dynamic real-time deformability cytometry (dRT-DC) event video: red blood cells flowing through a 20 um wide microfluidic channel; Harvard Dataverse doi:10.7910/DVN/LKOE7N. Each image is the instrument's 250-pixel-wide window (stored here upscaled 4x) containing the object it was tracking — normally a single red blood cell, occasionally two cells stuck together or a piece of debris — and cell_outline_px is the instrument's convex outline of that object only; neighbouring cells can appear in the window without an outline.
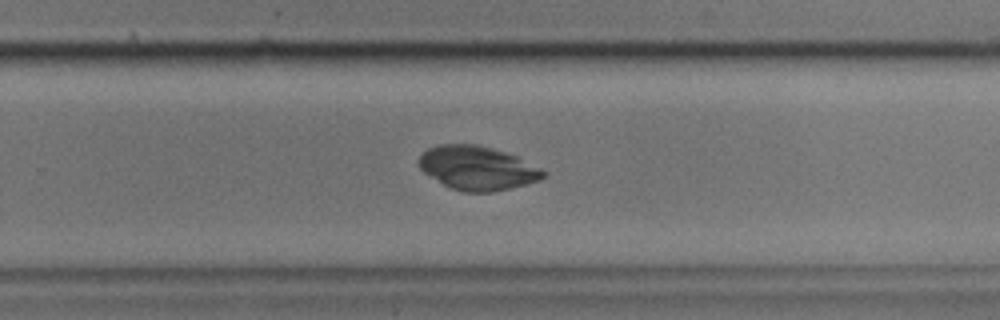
{"species": "common noctule bat (a hibernating species)", "species_latin": "Nyctalus noctula", "temperature_condition": "cold", "stored_images_in_passage": 56, "camera_frame_rate_fps": 3000, "um_per_image_px": 0.085, "animal": {"sex": "male", "body_mass_g": 17.9}, "frame": {"image": 1, "passage_image": 36, "time_ms": 11.667, "image_size_px": [1000, 320], "cell_outline_px": [[548, 172], [540, 180], [492, 192], [464, 192], [452, 188], [444, 184], [424, 172], [420, 168], [420, 156], [428, 148], [436, 144], [476, 144], [504, 152], [516, 156]], "centroid_in_image_um": [40.58, 14.28], "position_along_channel_um": 289.2, "area_um2": 31.33}}
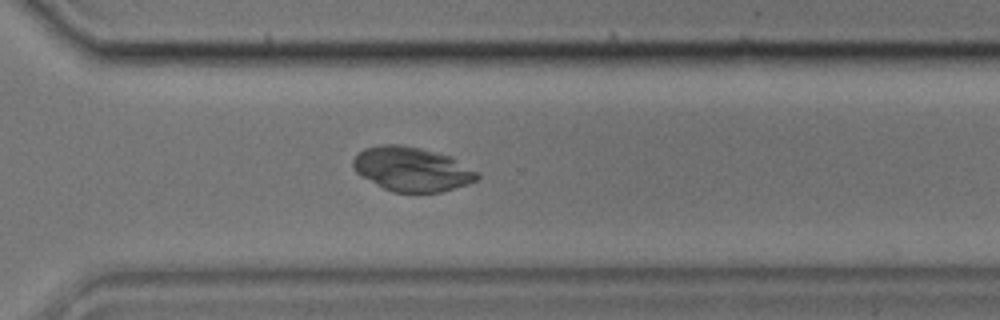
{"frame": {"image": 2, "passage_image": 40, "time_ms": 13.0, "image_size_px": [1000, 320], "cell_outline_px": [[480, 176], [476, 180], [468, 184], [440, 192], [392, 192], [360, 176], [352, 168], [352, 160], [364, 148], [380, 144], [400, 144], [420, 148], [452, 156], [476, 172]], "centroid_in_image_um": [34.98, 14.37], "position_along_channel_um": 335.6, "area_um2": 32.02}}